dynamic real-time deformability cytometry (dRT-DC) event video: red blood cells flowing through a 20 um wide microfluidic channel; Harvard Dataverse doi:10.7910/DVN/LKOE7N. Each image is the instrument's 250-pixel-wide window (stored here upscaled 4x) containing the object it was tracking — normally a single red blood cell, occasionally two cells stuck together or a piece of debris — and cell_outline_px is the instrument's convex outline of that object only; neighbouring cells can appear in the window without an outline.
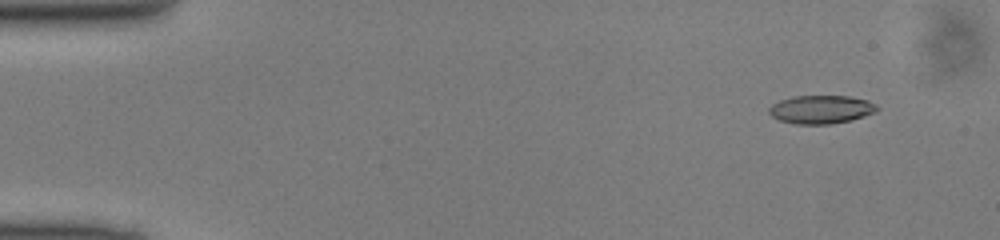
{"species": "common noctule bat (a hibernating species)", "species_latin": "Nyctalus noctula", "temperature_condition": "cold", "stored_images_in_passage": 46, "camera_frame_rate_fps": 3000, "um_per_image_px": 0.085, "animal": {"sex": "male", "body_mass_g": 13.0, "forearm_length_mm": 53.1}, "frame": {"image": 1, "passage_image": 1, "time_ms": 0.0, "image_size_px": [1000, 240], "cell_outline_px": [[880, 108], [876, 112], [864, 116], [832, 124], [796, 124], [780, 120], [772, 116], [768, 112], [768, 108], [772, 104], [780, 100], [796, 96], [848, 96], [868, 100], [876, 104]], "centroid_in_image_um": [69.8, 9.3], "position_along_channel_um": 15.2, "area_um2": 17.8}}
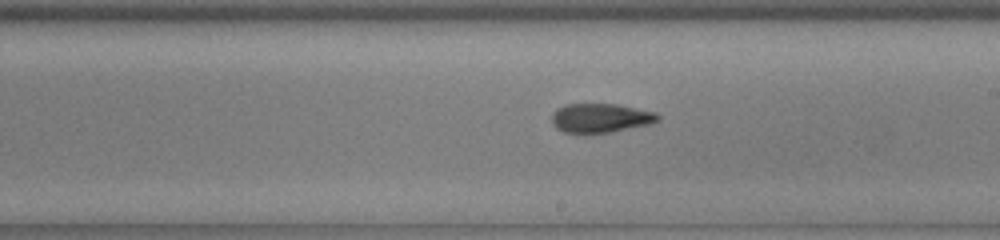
{"frame": {"image": 2, "passage_image": 25, "time_ms": 8.0, "image_size_px": [1000, 240], "cell_outline_px": [[660, 120], [648, 124], [612, 132], [584, 136], [580, 136], [564, 132], [556, 128], [552, 124], [552, 116], [556, 108], [564, 104], [616, 104], [656, 112], [660, 116]], "centroid_in_image_um": [50.99, 10.07], "position_along_channel_um": 238.0, "area_um2": 18.61}}
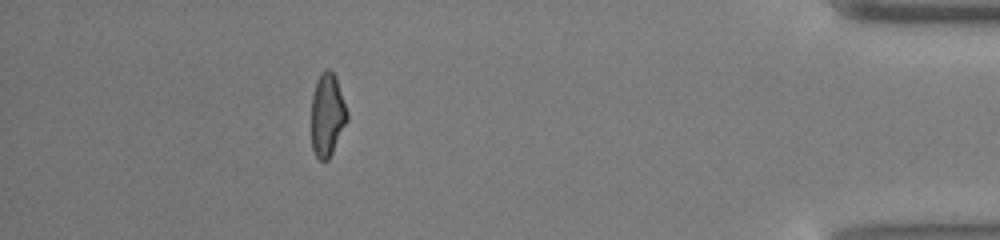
{"frame": {"image": 3, "passage_image": 41, "time_ms": 13.333, "image_size_px": [1000, 240], "cell_outline_px": [[348, 120], [328, 160], [320, 160], [316, 156], [312, 148], [312, 96], [316, 80], [320, 72], [324, 68], [328, 68], [336, 76], [348, 112]], "centroid_in_image_um": [27.82, 9.72], "position_along_channel_um": 407.4, "area_um2": 17.4}}